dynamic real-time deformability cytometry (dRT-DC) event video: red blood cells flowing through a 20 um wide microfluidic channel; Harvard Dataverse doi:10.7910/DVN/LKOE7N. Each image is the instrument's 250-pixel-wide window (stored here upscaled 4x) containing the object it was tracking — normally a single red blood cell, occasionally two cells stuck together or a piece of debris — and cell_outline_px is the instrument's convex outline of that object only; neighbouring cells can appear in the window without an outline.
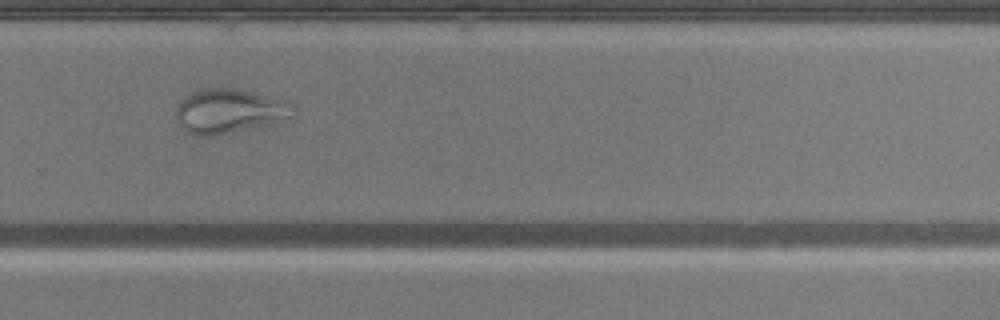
{"species": "common noctule bat (a hibernating species)", "species_latin": "Nyctalus noctula", "temperature_condition": "warm", "stored_images_in_passage": 42, "camera_frame_rate_fps": 3000, "um_per_image_px": 0.085, "animal": {"sex": "male", "body_mass_g": 20.5, "forearm_length_mm": 52.5}, "frame": {"image": 1, "passage_image": 26, "time_ms": 8.333, "image_size_px": [1000, 320], "cell_outline_px": [[296, 116], [268, 124], [212, 136], [196, 136], [188, 132], [180, 124], [176, 116], [176, 108], [180, 100], [184, 96], [192, 92], [208, 88], [236, 88], [288, 100], [296, 104]], "centroid_in_image_um": [19.55, 9.42], "position_along_channel_um": 310.3, "area_um2": 30.52}}
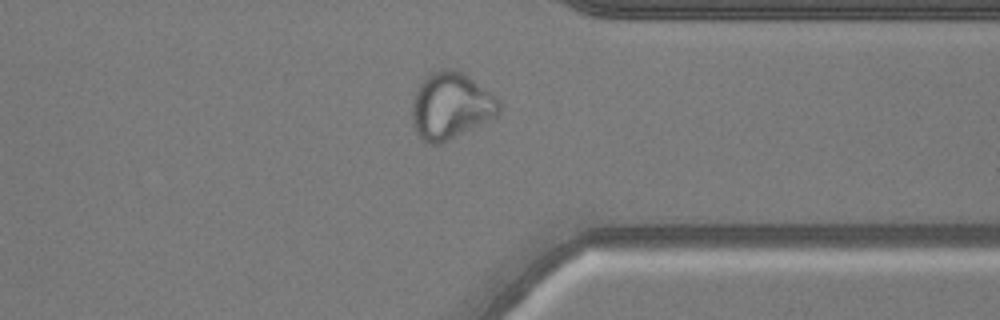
{"frame": {"image": 2, "passage_image": 31, "time_ms": 10.0, "image_size_px": [1000, 320], "cell_outline_px": [[500, 112], [496, 116], [440, 144], [428, 144], [420, 140], [412, 124], [412, 104], [416, 92], [420, 84], [432, 72], [444, 68], [448, 68], [460, 72], [468, 76], [500, 100]], "centroid_in_image_um": [38.29, 9.02], "position_along_channel_um": 373.1, "area_um2": 33.35}}
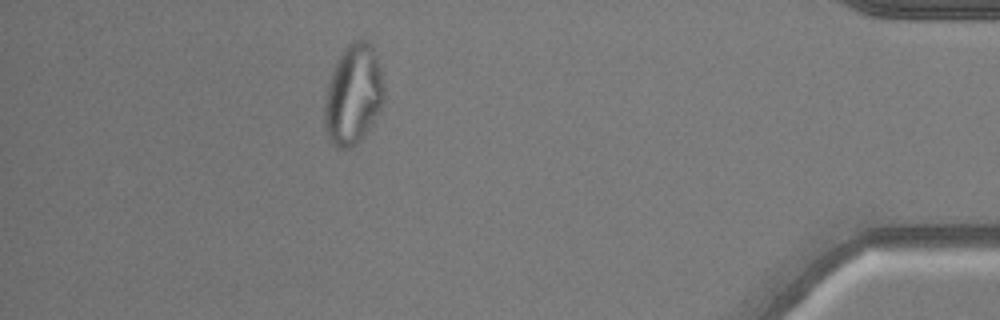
{"frame": {"image": 3, "passage_image": 37, "time_ms": 12.0, "image_size_px": [1000, 320], "cell_outline_px": [[384, 100], [372, 124], [364, 136], [352, 148], [336, 148], [328, 140], [324, 132], [324, 100], [328, 80], [336, 60], [344, 48], [352, 40], [368, 40], [372, 44], [376, 52], [380, 68], [384, 88]], "centroid_in_image_um": [30.0, 8.05], "position_along_channel_um": 405.2, "area_um2": 35.37}}